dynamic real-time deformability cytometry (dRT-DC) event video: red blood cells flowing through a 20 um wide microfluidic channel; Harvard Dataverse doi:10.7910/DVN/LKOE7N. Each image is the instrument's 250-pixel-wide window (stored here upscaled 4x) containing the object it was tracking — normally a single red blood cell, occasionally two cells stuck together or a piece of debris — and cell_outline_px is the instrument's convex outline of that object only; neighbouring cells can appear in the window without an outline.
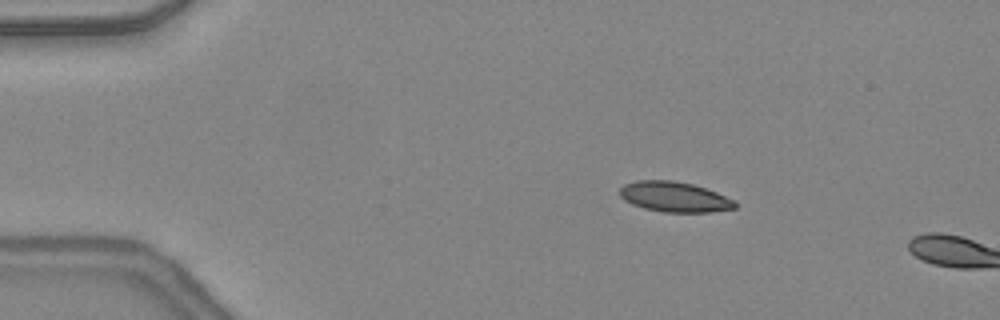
{"species": "common noctule bat (a hibernating species)", "species_latin": "Nyctalus noctula", "temperature_condition": "warm", "stored_images_in_passage": 3, "camera_frame_rate_fps": 3000, "um_per_image_px": 0.085, "animal": {"sex": "female", "body_mass_g": 24.6, "forearm_length_mm": 56.2}, "frame": {"image": 1, "passage_image": 1, "time_ms": 0.0, "image_size_px": [1000, 320], "cell_outline_px": [[736, 208], [708, 212], [664, 212], [644, 208], [632, 204], [624, 200], [620, 196], [620, 188], [624, 184], [636, 180], [672, 180], [692, 184], [716, 192], [736, 200]], "centroid_in_image_um": [57.32, 16.73], "position_along_channel_um": 27.7, "area_um2": 20.29}}